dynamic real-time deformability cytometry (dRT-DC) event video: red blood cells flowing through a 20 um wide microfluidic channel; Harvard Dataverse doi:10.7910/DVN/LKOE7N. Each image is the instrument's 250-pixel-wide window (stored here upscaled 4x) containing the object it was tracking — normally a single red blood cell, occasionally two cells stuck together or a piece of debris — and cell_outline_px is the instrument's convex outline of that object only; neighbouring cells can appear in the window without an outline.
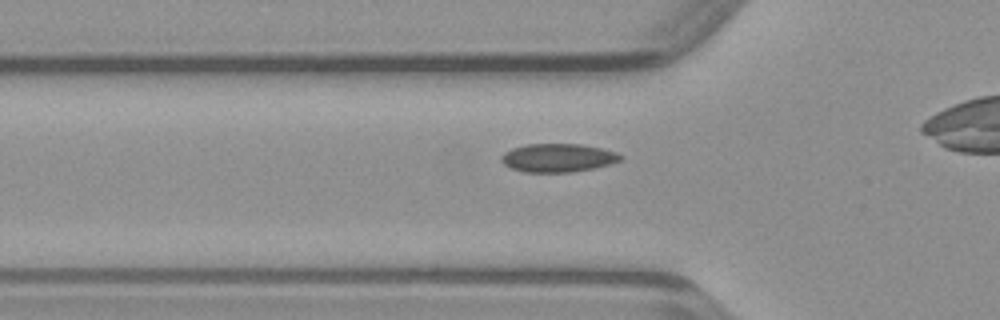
{"species": "common noctule bat (a hibernating species)", "species_latin": "Nyctalus noctula", "temperature_condition": "warm", "stored_images_in_passage": 28, "camera_frame_rate_fps": 3000, "um_per_image_px": 0.085, "animal": {"sex": "male", "body_mass_g": 23.1, "forearm_length_mm": 52.7}, "frame": {"image": 1, "passage_image": 5, "time_ms": 1.333, "image_size_px": [1000, 320], "cell_outline_px": [[624, 160], [592, 168], [572, 172], [524, 172], [512, 168], [504, 164], [500, 160], [500, 156], [504, 152], [512, 148], [528, 144], [580, 144], [600, 148], [616, 152], [624, 156]], "centroid_in_image_um": [47.42, 13.41], "position_along_channel_um": 78.4, "area_um2": 19.71}}
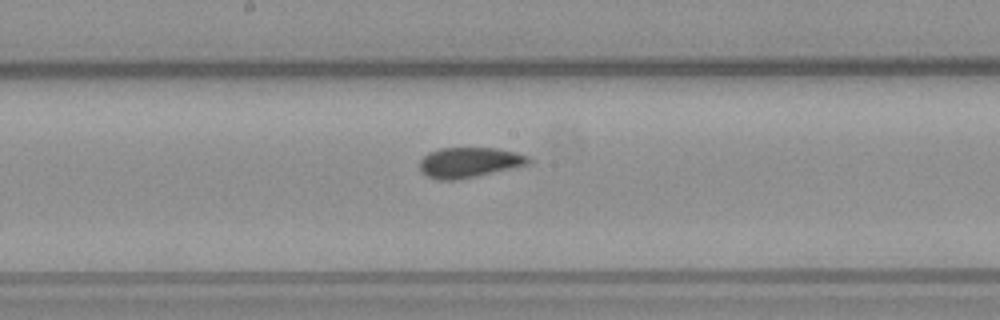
{"frame": {"image": 2, "passage_image": 14, "time_ms": 4.333, "image_size_px": [1000, 320], "cell_outline_px": [[532, 164], [476, 176], [452, 180], [436, 180], [420, 172], [420, 160], [428, 152], [440, 148], [496, 148], [516, 152], [528, 156], [532, 160]], "centroid_in_image_um": [39.9, 13.8], "position_along_channel_um": 208.3, "area_um2": 19.31}}
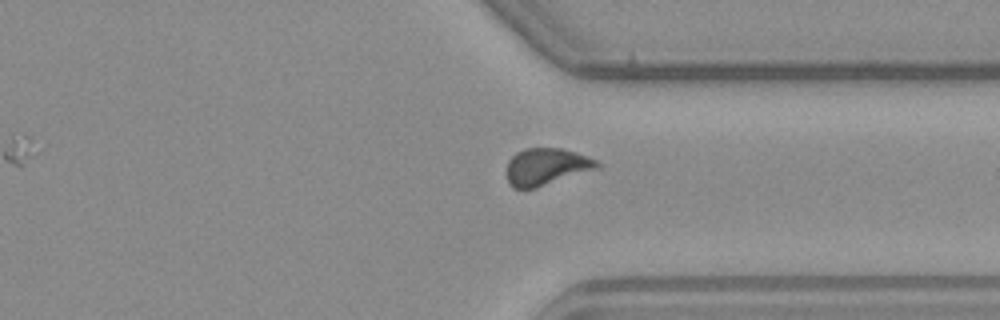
{"frame": {"image": 3, "passage_image": 25, "time_ms": 8.0, "image_size_px": [1000, 320], "cell_outline_px": [[604, 168], [536, 188], [512, 188], [508, 184], [504, 172], [508, 160], [516, 152], [524, 148], [560, 148], [576, 152], [596, 160], [604, 164]], "centroid_in_image_um": [46.47, 14.18], "position_along_channel_um": 364.9, "area_um2": 20.35}}